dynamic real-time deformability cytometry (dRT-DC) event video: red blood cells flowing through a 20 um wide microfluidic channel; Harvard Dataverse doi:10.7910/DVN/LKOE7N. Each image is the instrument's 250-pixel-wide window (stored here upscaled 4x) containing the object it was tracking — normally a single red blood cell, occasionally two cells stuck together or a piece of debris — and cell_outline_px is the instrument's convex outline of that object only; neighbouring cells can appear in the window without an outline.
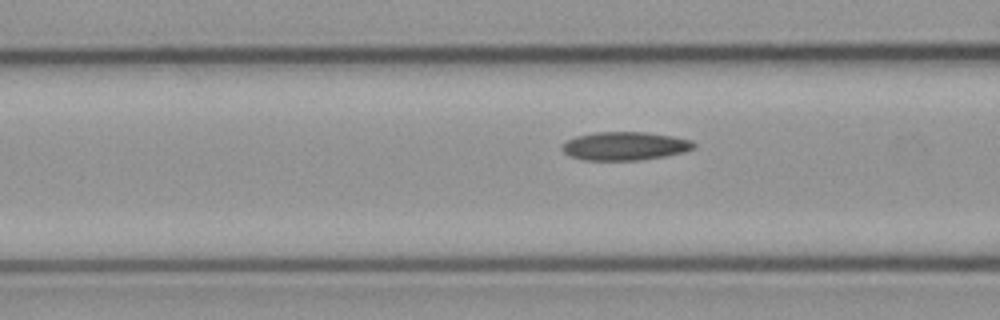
{"species": "common noctule bat (a hibernating species)", "species_latin": "Nyctalus noctula", "temperature_condition": "cold", "stored_images_in_passage": 9, "camera_frame_rate_fps": 3000, "um_per_image_px": 0.085, "animal": {"sex": "male", "body_mass_g": 23.1, "forearm_length_mm": 52.7}, "frame": {"image": 1, "passage_image": 7, "time_ms": 2.0, "image_size_px": [1000, 320], "cell_outline_px": [[696, 148], [684, 152], [664, 156], [640, 160], [584, 160], [568, 156], [560, 148], [568, 140], [576, 136], [596, 132], [644, 132], [672, 136], [692, 140], [696, 144]], "centroid_in_image_um": [53.12, 12.41], "position_along_channel_um": 113.5, "area_um2": 21.85}}